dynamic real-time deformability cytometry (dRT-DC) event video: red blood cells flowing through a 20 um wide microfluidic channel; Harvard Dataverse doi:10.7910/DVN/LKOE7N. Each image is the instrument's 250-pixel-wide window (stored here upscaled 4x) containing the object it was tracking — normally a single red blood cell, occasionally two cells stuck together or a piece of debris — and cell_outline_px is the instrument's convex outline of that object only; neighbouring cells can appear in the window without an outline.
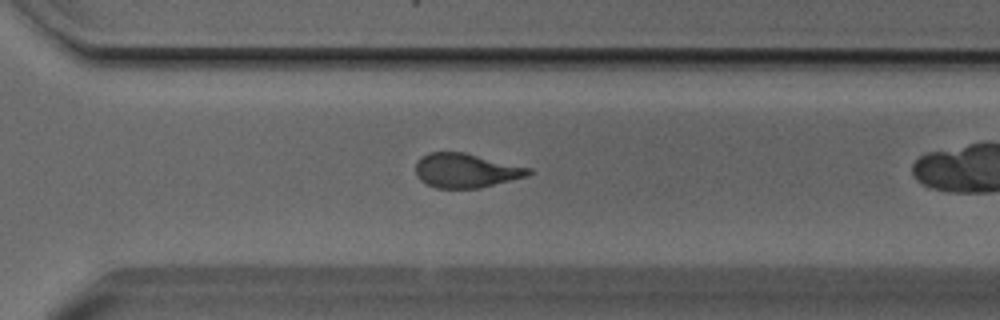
{"species": "Egyptian fruit bat (a non-hibernating species)", "species_latin": "Rousettus aegyptiacus", "temperature_condition": "cold", "stored_images_in_passage": 27, "camera_frame_rate_fps": 3000, "um_per_image_px": 0.085, "animal": {"sex": "male"}, "frame": {"image": 1, "passage_image": 23, "time_ms": 7.333, "image_size_px": [1000, 320], "cell_outline_px": [[532, 172], [528, 176], [476, 188], [436, 188], [420, 180], [416, 176], [416, 160], [420, 156], [428, 152], [464, 152], [532, 168]], "centroid_in_image_um": [39.57, 14.48], "position_along_channel_um": 331.0, "area_um2": 22.54}}